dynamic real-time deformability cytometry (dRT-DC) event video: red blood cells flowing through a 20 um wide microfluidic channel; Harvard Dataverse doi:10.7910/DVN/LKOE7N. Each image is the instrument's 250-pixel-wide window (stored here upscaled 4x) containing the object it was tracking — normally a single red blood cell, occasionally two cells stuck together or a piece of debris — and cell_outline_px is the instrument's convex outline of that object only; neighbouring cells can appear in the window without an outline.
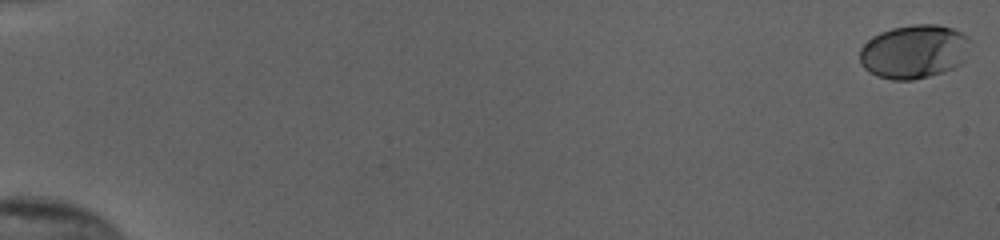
{"species": "human", "species_latin": "Homo sapiens", "temperature_condition": "cold", "stored_images_in_passage": 49, "camera_frame_rate_fps": 3000, "um_per_image_px": 0.085, "donor": {"sex": "female"}, "frame": {"image": 1, "passage_image": 1, "time_ms": 0.0, "image_size_px": [1000, 240], "cell_outline_px": [[968, 40], [960, 64], [944, 72], [912, 80], [892, 80], [876, 76], [868, 72], [860, 64], [860, 48], [872, 36], [880, 32], [892, 28], [912, 24], [936, 24], [952, 28], [968, 36]], "centroid_in_image_um": [77.62, 4.39], "position_along_channel_um": 7.4, "area_um2": 34.39}}
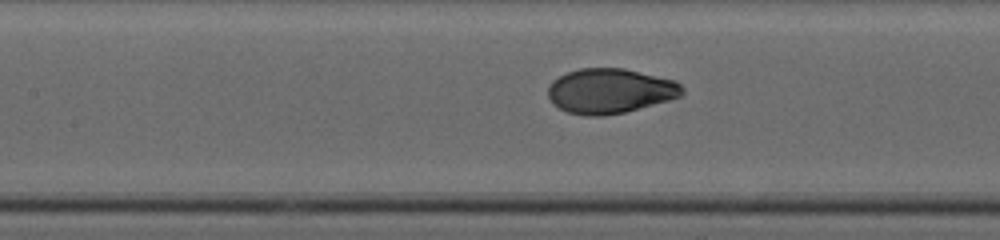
{"frame": {"image": 2, "passage_image": 28, "time_ms": 9.0, "image_size_px": [1000, 240], "cell_outline_px": [[684, 92], [680, 96], [668, 100], [624, 112], [600, 116], [584, 116], [568, 112], [552, 104], [548, 96], [548, 84], [552, 80], [568, 72], [580, 68], [624, 68], [672, 80], [680, 84], [684, 88]], "centroid_in_image_um": [51.81, 7.73], "position_along_channel_um": 155.6, "area_um2": 34.91}}
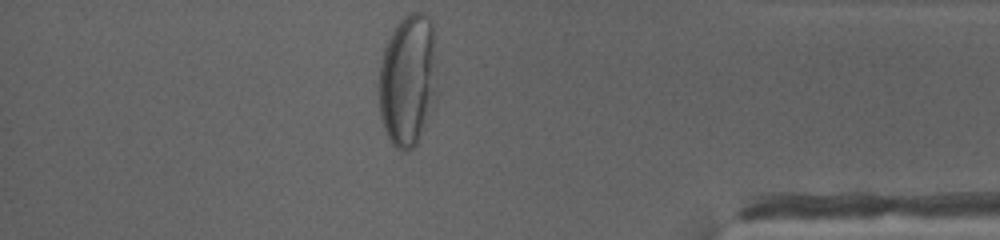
{"frame": {"image": 3, "passage_image": 49, "time_ms": 16.0, "image_size_px": [1000, 240], "cell_outline_px": [[432, 104], [416, 144], [408, 152], [404, 152], [396, 148], [392, 144], [384, 128], [380, 116], [380, 64], [384, 48], [396, 24], [408, 12], [424, 12], [432, 20]], "centroid_in_image_um": [34.59, 6.8], "position_along_channel_um": 400.6, "area_um2": 42.95}, "authors_computed_cell_mechanics": {"area_um2": 34.1598, "velocity_mm_per_s": 3.8435, "shape_relaxation_time_tau1_ms": 4.5782, "shape_relaxation_time_tau2_ms": null, "deformation_change_tau1": 0.2106, "deformation_change_tau2": null}}